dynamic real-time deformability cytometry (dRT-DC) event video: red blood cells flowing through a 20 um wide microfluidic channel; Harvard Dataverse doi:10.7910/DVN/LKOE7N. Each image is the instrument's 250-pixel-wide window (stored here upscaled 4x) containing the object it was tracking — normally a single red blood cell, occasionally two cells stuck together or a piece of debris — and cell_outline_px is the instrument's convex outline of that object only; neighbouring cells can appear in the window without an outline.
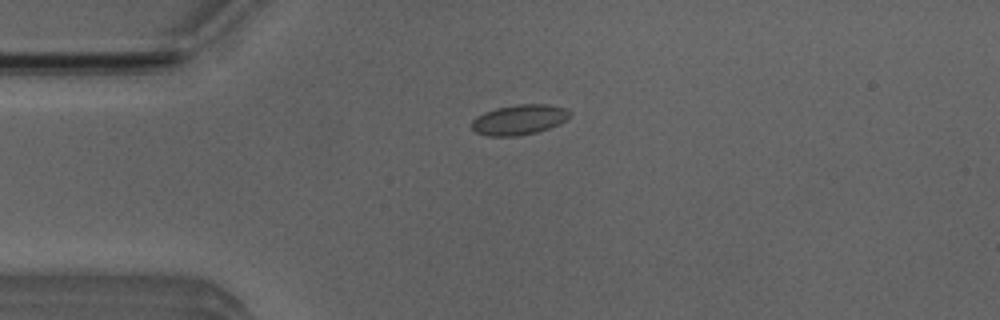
{"species": "Egyptian fruit bat (a non-hibernating species)", "species_latin": "Rousettus aegyptiacus", "temperature_condition": "room temperature", "stored_images_in_passage": 35, "camera_frame_rate_fps": 3000, "um_per_image_px": 0.085, "animal": {"sex": "male"}, "frame": {"image": 1, "passage_image": 2, "time_ms": 0.333, "image_size_px": [1000, 320], "cell_outline_px": [[572, 112], [560, 124], [536, 132], [516, 136], [488, 136], [476, 132], [472, 128], [472, 120], [476, 116], [484, 112], [496, 108], [516, 104], [548, 104], [568, 108]], "centroid_in_image_um": [44.13, 10.16], "position_along_channel_um": 40.9, "area_um2": 17.28}}
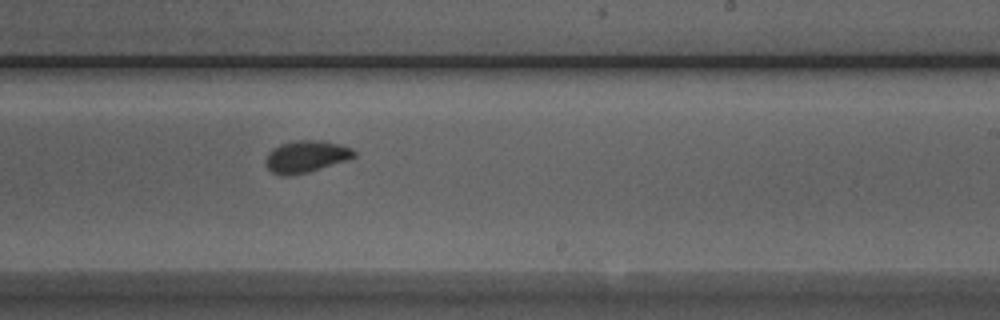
{"frame": {"image": 2, "passage_image": 21, "time_ms": 6.667, "image_size_px": [1000, 320], "cell_outline_px": [[356, 156], [308, 172], [288, 176], [280, 176], [272, 172], [264, 164], [264, 160], [268, 152], [272, 148], [280, 144], [296, 140], [324, 140], [340, 144], [352, 148], [356, 152]], "centroid_in_image_um": [25.96, 13.29], "position_along_channel_um": 263.0, "area_um2": 16.53}}
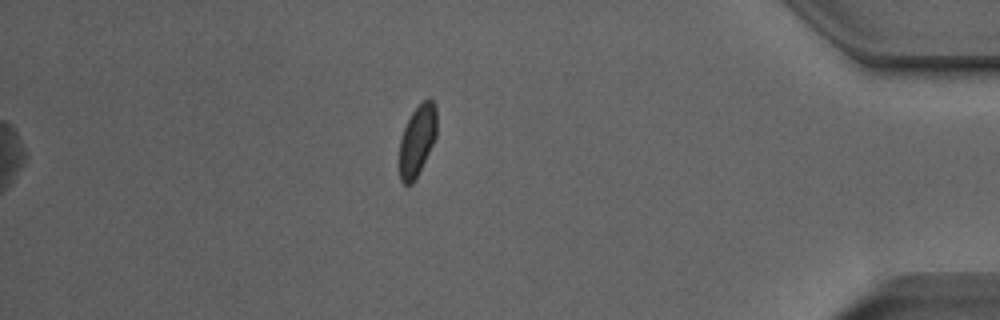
{"frame": {"image": 3, "passage_image": 35, "time_ms": 11.333, "image_size_px": [1000, 320], "cell_outline_px": [[436, 136], [412, 184], [404, 184], [400, 180], [400, 136], [412, 112], [428, 96], [436, 104]], "centroid_in_image_um": [35.46, 11.88], "position_along_channel_um": 399.7, "area_um2": 15.09}, "authors_computed_cell_mechanics": {"area_um2": 16.3574, "velocity_mm_per_s": 3.8661, "shape_relaxation_time_tau1_ms": 3.5138, "shape_relaxation_time_tau2_ms": null, "deformation_change_tau1": 0.071, "deformation_change_tau2": null}}